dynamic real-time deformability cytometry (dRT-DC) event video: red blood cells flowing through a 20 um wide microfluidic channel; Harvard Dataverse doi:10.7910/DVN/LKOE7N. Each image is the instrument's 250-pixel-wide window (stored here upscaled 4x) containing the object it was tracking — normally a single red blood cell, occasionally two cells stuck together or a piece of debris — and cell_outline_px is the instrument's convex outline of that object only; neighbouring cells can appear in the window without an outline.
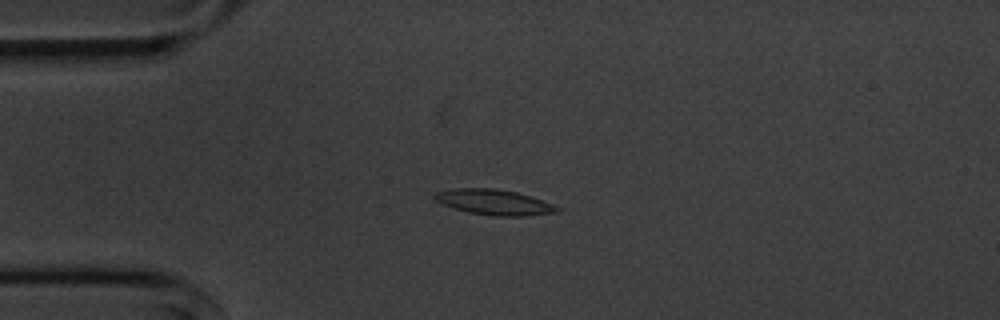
{"species": "common noctule bat (a hibernating species)", "species_latin": "Nyctalus noctula", "temperature_condition": "cold", "stored_images_in_passage": 9, "camera_frame_rate_fps": 3000, "um_per_image_px": 0.085, "animal": {"sex": "male", "body_mass_g": 20.1, "forearm_length_mm": 53.5}, "frame": {"image": 1, "passage_image": 2, "time_ms": 1.333, "image_size_px": [1000, 320], "cell_outline_px": [[560, 212], [524, 216], [492, 216], [468, 212], [444, 204], [436, 200], [432, 196], [436, 192], [456, 188], [496, 188], [516, 192], [552, 204], [560, 208]], "centroid_in_image_um": [42.01, 17.19], "position_along_channel_um": 43.0, "area_um2": 17.92}}
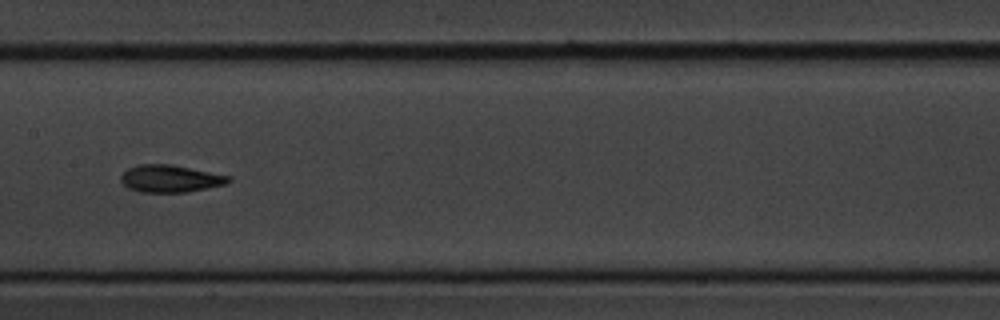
{"frame": {"image": 2, "passage_image": 6, "time_ms": 6.0, "image_size_px": [1000, 320], "cell_outline_px": [[232, 180], [228, 184], [188, 192], [140, 192], [128, 188], [120, 180], [120, 176], [128, 168], [136, 164], [172, 164], [232, 176]], "centroid_in_image_um": [14.51, 15.18], "position_along_channel_um": 192.9, "area_um2": 17.4}}
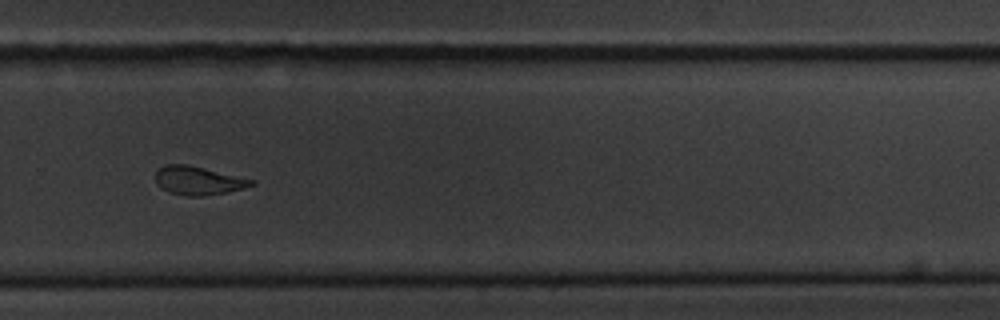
{"frame": {"image": 3, "passage_image": 9, "time_ms": 9.333, "image_size_px": [1000, 320], "cell_outline_px": [[256, 184], [244, 188], [204, 196], [188, 196], [168, 192], [160, 188], [156, 184], [156, 172], [160, 168], [168, 164], [188, 164], [256, 180]], "centroid_in_image_um": [16.85, 15.35], "position_along_channel_um": 312.9, "area_um2": 15.95}}